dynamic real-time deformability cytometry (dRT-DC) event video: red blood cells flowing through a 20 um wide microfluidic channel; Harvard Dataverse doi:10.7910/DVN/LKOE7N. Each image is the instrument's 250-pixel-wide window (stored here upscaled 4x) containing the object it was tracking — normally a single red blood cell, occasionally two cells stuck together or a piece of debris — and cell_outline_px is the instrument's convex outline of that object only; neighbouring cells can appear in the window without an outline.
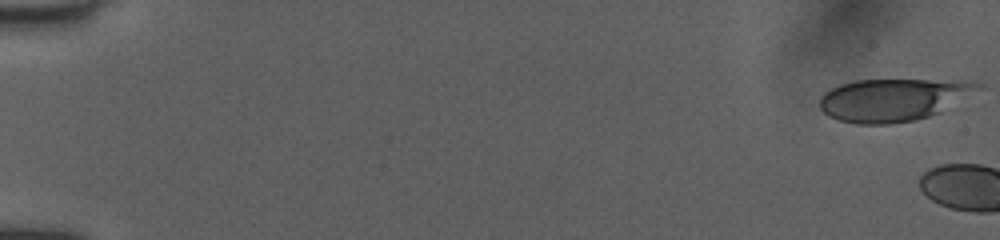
{"species": "human", "species_latin": "Homo sapiens", "temperature_condition": "room temperature", "stored_images_in_passage": 4, "camera_frame_rate_fps": 3000, "um_per_image_px": 0.085, "donor": {"sex": "female"}, "frame": {"image": 1, "passage_image": 1, "time_ms": 0.0, "image_size_px": [1000, 240], "cell_outline_px": [[984, 84], [980, 88], [940, 112], [916, 120], [888, 124], [856, 124], [840, 120], [828, 116], [820, 108], [820, 96], [824, 92], [840, 84], [856, 80], [972, 80]], "centroid_in_image_um": [75.9, 8.47], "position_along_channel_um": 9.1, "area_um2": 39.13}}